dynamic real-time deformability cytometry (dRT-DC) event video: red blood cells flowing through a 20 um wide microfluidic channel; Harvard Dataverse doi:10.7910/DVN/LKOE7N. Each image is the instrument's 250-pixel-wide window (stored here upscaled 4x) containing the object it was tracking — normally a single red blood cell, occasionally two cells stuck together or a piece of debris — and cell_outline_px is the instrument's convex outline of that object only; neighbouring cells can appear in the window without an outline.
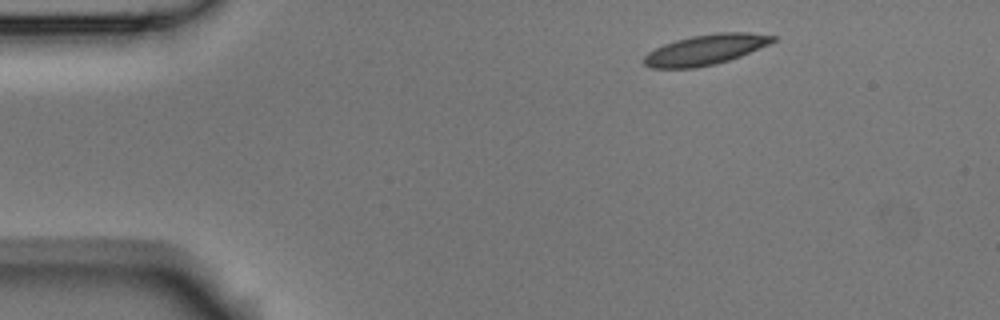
{"species": "Egyptian fruit bat (a non-hibernating species)", "species_latin": "Rousettus aegyptiacus", "temperature_condition": "room temperature", "stored_images_in_passage": 3, "camera_frame_rate_fps": 3000, "um_per_image_px": 0.085, "animal": {"sex": "male"}, "frame": {"image": 1, "passage_image": 1, "time_ms": 0.0, "image_size_px": [1000, 320], "cell_outline_px": [[776, 40], [768, 44], [740, 56], [716, 64], [696, 68], [652, 68], [644, 64], [644, 56], [648, 52], [664, 44], [676, 40], [692, 36], [716, 32], [748, 32], [776, 36]], "centroid_in_image_um": [59.96, 4.22], "position_along_channel_um": 25.0, "area_um2": 22.6}}